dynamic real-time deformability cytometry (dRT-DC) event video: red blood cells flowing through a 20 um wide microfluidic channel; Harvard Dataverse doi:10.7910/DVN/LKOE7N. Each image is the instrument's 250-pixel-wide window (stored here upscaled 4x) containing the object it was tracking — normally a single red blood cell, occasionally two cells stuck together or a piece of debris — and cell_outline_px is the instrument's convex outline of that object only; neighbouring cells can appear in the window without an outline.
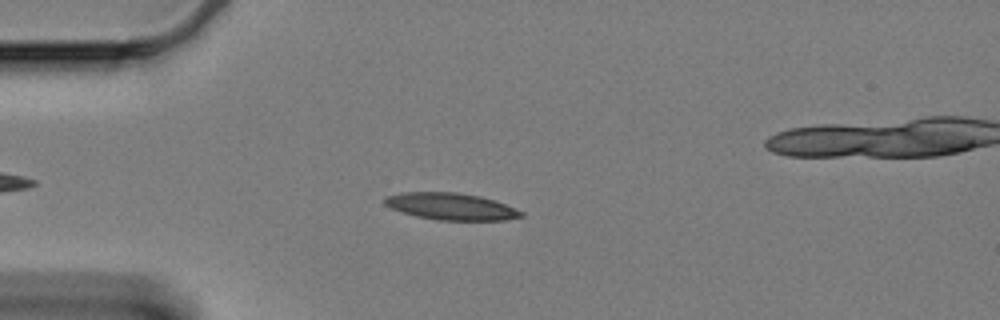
{"species": "Egyptian fruit bat (a non-hibernating species)", "species_latin": "Rousettus aegyptiacus", "temperature_condition": "cold", "stored_images_in_passage": 46, "camera_frame_rate_fps": 3000, "um_per_image_px": 0.085, "animal": {"sex": "female"}, "frame": {"image": 1, "passage_image": 9, "time_ms": 2.667, "image_size_px": [1000, 320], "cell_outline_px": [[524, 216], [504, 220], [440, 220], [416, 216], [400, 212], [384, 204], [384, 196], [400, 192], [456, 192], [480, 196], [496, 200], [524, 212]], "centroid_in_image_um": [38.32, 17.54], "position_along_channel_um": 46.7, "area_um2": 21.5}}
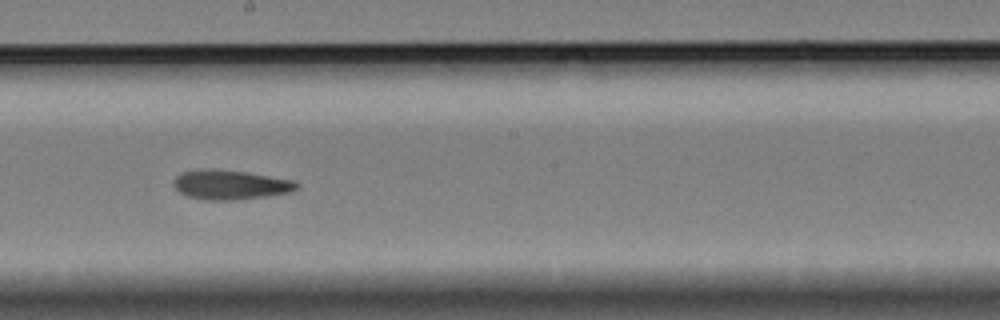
{"frame": {"image": 2, "passage_image": 27, "time_ms": 8.667, "image_size_px": [1000, 320], "cell_outline_px": [[300, 184], [292, 192], [236, 200], [204, 200], [188, 196], [180, 192], [172, 184], [176, 176], [180, 172], [200, 168], [244, 172], [292, 180]], "centroid_in_image_um": [19.53, 15.7], "position_along_channel_um": 228.7, "area_um2": 20.98}}
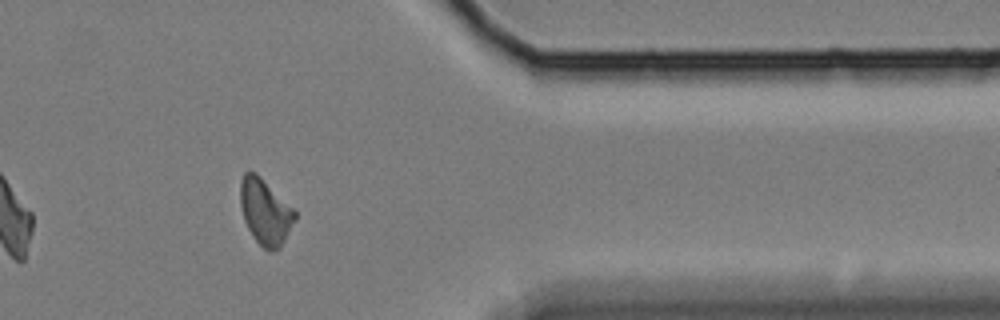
{"frame": {"image": 3, "passage_image": 43, "time_ms": 14.0, "image_size_px": [1000, 320], "cell_outline_px": [[296, 220], [280, 248], [264, 248], [252, 236], [244, 220], [240, 204], [240, 180], [244, 172], [248, 168], [256, 172], [296, 212]], "centroid_in_image_um": [22.52, 17.95], "position_along_channel_um": 388.9, "area_um2": 20.69}, "authors_computed_cell_mechanics": {"area_um2": 21.0681, "velocity_mm_per_s": 3.3025, "shape_relaxation_time_tau1_ms": 6.9395, "shape_relaxation_time_tau2_ms": 6.8597, "deformation_change_tau1": 0.1581, "deformation_change_tau2": 0.1472}}